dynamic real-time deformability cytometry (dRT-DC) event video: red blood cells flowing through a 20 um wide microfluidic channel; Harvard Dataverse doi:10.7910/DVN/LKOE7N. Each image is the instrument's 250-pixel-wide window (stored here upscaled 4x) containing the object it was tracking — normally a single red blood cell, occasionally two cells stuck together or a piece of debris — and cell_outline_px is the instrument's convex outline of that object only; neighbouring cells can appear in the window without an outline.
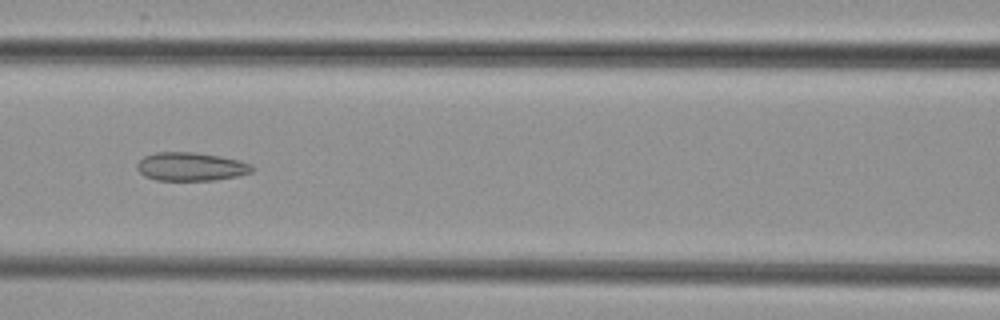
{"species": "common noctule bat (a hibernating species)", "species_latin": "Nyctalus noctula", "temperature_condition": "cold", "stored_images_in_passage": 7, "camera_frame_rate_fps": 3000, "um_per_image_px": 0.085, "animal": {"sex": "female", "body_mass_g": 29.2, "forearm_length_mm": 56.3}, "frame": {"image": 1, "passage_image": 6, "time_ms": 7.0, "image_size_px": [1000, 320], "cell_outline_px": [[256, 168], [252, 172], [236, 176], [216, 180], [156, 180], [144, 176], [136, 168], [136, 164], [144, 156], [156, 152], [192, 152], [220, 156], [252, 164]], "centroid_in_image_um": [16.22, 14.16], "position_along_channel_um": 150.4, "area_um2": 19.07}}
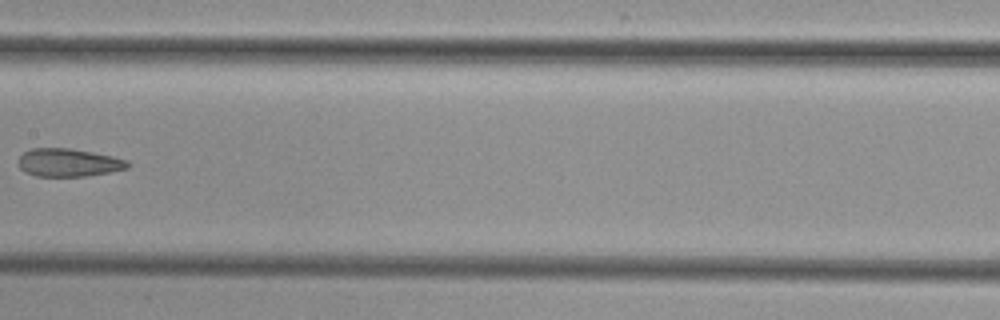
{"frame": {"image": 2, "passage_image": 7, "time_ms": 8.333, "image_size_px": [1000, 320], "cell_outline_px": [[132, 164], [128, 168], [108, 172], [84, 176], [36, 176], [24, 172], [20, 168], [20, 156], [24, 152], [32, 148], [72, 148], [112, 156], [128, 160]], "centroid_in_image_um": [5.85, 13.81], "position_along_channel_um": 201.6, "area_um2": 17.8}}